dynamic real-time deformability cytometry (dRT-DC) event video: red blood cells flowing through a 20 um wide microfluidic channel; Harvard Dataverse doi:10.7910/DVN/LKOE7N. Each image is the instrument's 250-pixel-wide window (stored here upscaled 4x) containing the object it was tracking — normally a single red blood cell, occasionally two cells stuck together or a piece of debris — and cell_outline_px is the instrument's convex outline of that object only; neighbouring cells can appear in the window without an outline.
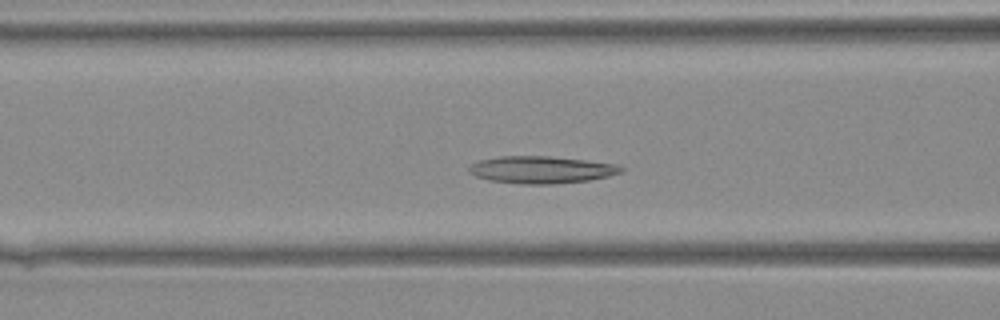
{"species": "Egyptian fruit bat (a non-hibernating species)", "species_latin": "Rousettus aegyptiacus", "temperature_condition": "warm", "stored_images_in_passage": 36, "camera_frame_rate_fps": 3000, "um_per_image_px": 0.085, "animal": {"sex": "female"}, "frame": {"image": 1, "passage_image": 12, "time_ms": 3.667, "image_size_px": [1000, 320], "cell_outline_px": [[624, 172], [608, 176], [588, 180], [556, 184], [524, 184], [488, 180], [476, 176], [468, 172], [468, 168], [472, 164], [480, 160], [500, 156], [548, 156], [588, 160], [620, 164], [624, 168]], "centroid_in_image_um": [46.06, 14.42], "position_along_channel_um": 120.5, "area_um2": 24.28}}
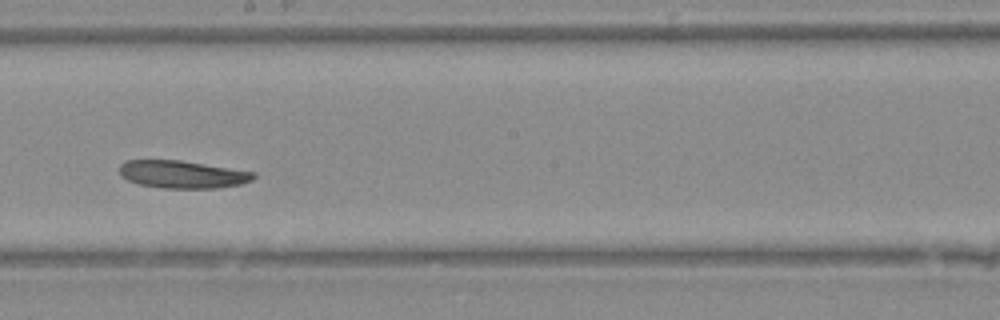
{"frame": {"image": 2, "passage_image": 19, "time_ms": 6.0, "image_size_px": [1000, 320], "cell_outline_px": [[256, 176], [252, 180], [240, 184], [220, 188], [164, 188], [140, 184], [128, 180], [120, 176], [120, 164], [128, 160], [180, 160], [256, 172]], "centroid_in_image_um": [15.52, 14.82], "position_along_channel_um": 232.7, "area_um2": 21.56}}
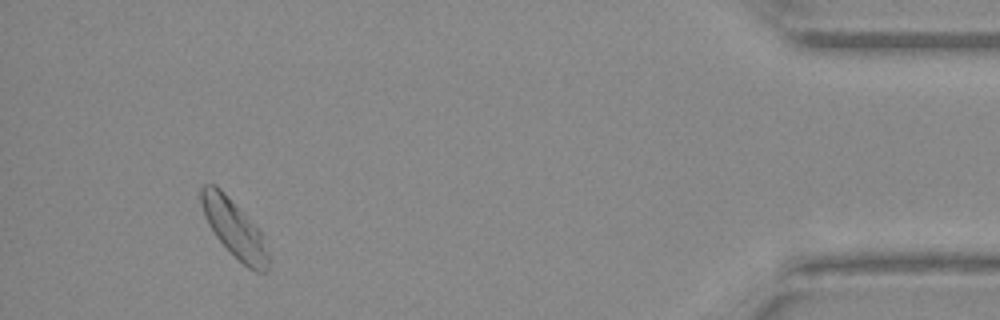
{"frame": {"image": 3, "passage_image": 34, "time_ms": 11.0, "image_size_px": [1000, 320], "cell_outline_px": [[268, 268], [264, 272], [256, 272], [248, 268], [216, 236], [208, 224], [204, 216], [200, 200], [200, 188], [204, 184], [216, 184], [260, 228], [268, 256]], "centroid_in_image_um": [19.9, 19.37], "position_along_channel_um": 415.3, "area_um2": 22.25}}